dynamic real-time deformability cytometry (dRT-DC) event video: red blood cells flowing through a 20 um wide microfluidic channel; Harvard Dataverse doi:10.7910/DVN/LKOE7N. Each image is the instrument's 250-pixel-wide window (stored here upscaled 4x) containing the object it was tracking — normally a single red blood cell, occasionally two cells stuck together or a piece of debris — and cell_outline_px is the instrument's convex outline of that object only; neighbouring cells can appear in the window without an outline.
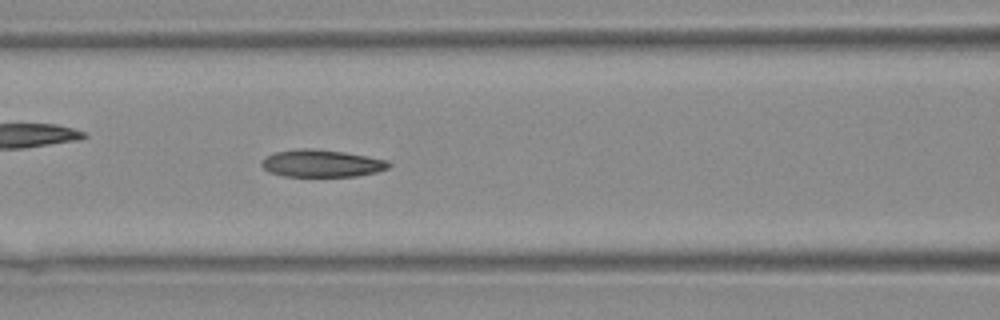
{"species": "Egyptian fruit bat (a non-hibernating species)", "species_latin": "Rousettus aegyptiacus", "temperature_condition": "warm", "stored_images_in_passage": 37, "camera_frame_rate_fps": 3000, "um_per_image_px": 0.085, "animal": {"sex": "female"}, "frame": {"image": 1, "passage_image": 16, "time_ms": 5.0, "image_size_px": [1000, 320], "cell_outline_px": [[392, 164], [388, 168], [376, 172], [356, 176], [284, 176], [268, 172], [260, 164], [264, 156], [276, 152], [296, 148], [312, 148], [344, 152], [368, 156], [388, 160]], "centroid_in_image_um": [27.32, 13.88], "position_along_channel_um": 139.3, "area_um2": 20.4}}